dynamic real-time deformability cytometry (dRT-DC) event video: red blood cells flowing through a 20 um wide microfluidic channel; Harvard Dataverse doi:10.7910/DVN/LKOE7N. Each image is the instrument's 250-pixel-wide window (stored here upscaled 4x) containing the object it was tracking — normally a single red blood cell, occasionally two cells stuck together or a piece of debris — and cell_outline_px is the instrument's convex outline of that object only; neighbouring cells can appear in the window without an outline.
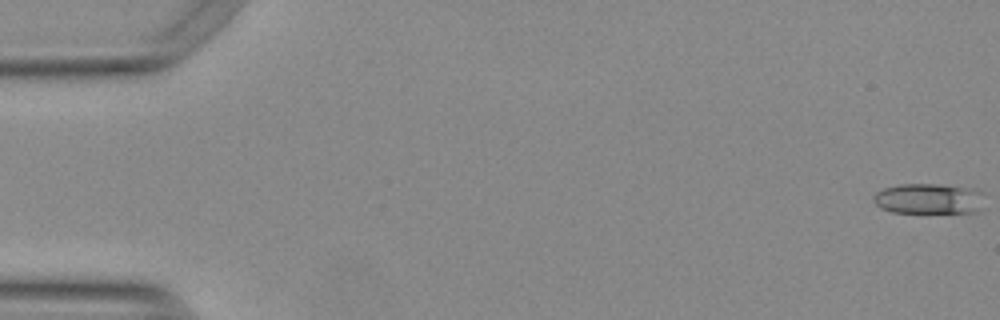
{"species": "Egyptian fruit bat (a non-hibernating species)", "species_latin": "Rousettus aegyptiacus", "temperature_condition": "warm", "stored_images_in_passage": 54, "camera_frame_rate_fps": 3000, "um_per_image_px": 0.085, "animal": {"sex": "female"}, "frame": {"image": 1, "passage_image": 1, "time_ms": 0.0, "image_size_px": [1000, 320], "cell_outline_px": [[984, 192], [976, 212], [892, 212], [880, 208], [872, 200], [872, 196], [876, 192], [884, 188], [900, 184], [936, 184]], "centroid_in_image_um": [78.82, 16.89], "position_along_channel_um": 6.2, "area_um2": 19.19}}
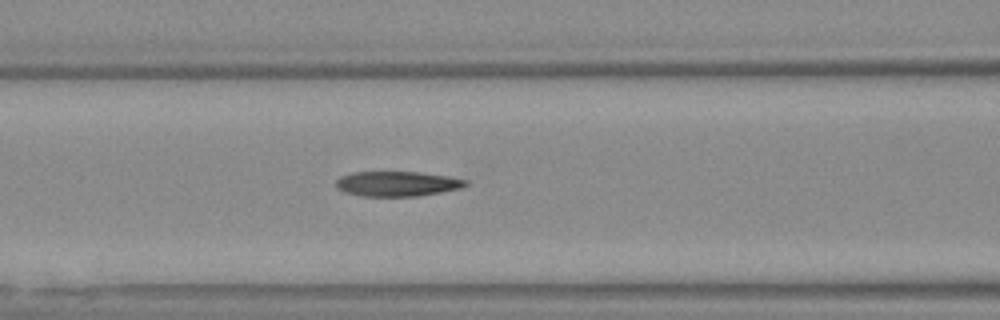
{"frame": {"image": 2, "passage_image": 23, "time_ms": 7.333, "image_size_px": [1000, 320], "cell_outline_px": [[468, 184], [464, 188], [416, 196], [364, 196], [344, 192], [336, 188], [336, 180], [340, 176], [352, 172], [420, 172], [448, 176], [468, 180]], "centroid_in_image_um": [33.77, 15.61], "position_along_channel_um": 132.8, "area_um2": 18.96}}
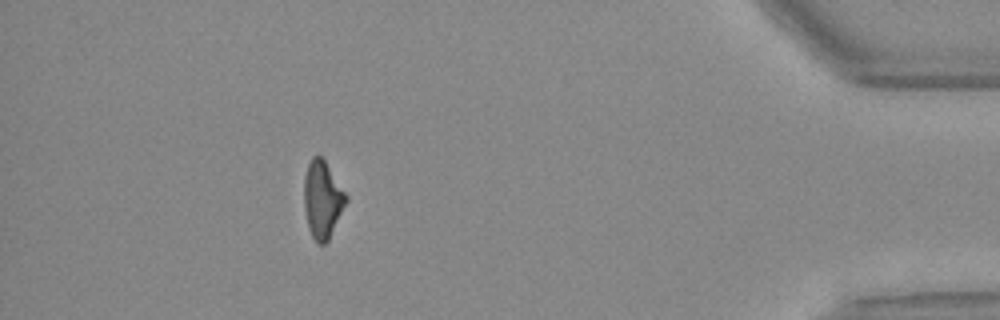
{"frame": {"image": 3, "passage_image": 49, "time_ms": 16.0, "image_size_px": [1000, 320], "cell_outline_px": [[348, 200], [328, 240], [324, 244], [320, 244], [312, 236], [308, 224], [304, 208], [304, 176], [308, 164], [312, 156], [320, 156], [324, 160], [348, 196]], "centroid_in_image_um": [27.41, 16.94], "position_along_channel_um": 407.8, "area_um2": 18.61}, "authors_computed_cell_mechanics": {"area_um2": 19.1318, "velocity_mm_per_s": 3.8036, "shape_relaxation_time_tau1_ms": null, "shape_relaxation_time_tau2_ms": 7.9772, "deformation_change_tau1": null, "deformation_change_tau2": 0.208}}